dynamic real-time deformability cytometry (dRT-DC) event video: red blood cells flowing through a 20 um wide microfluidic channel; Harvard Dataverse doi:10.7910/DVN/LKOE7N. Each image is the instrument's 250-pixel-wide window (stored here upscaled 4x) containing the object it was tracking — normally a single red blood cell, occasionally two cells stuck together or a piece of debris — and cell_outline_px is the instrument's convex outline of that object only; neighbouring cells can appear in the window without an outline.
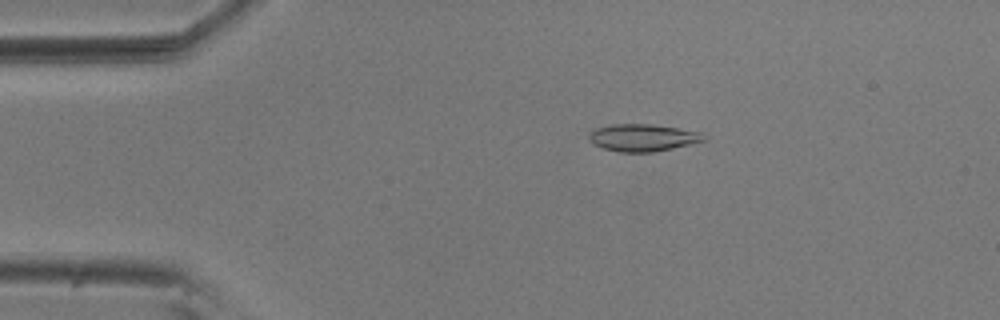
{"species": "common noctule bat (a hibernating species)", "species_latin": "Nyctalus noctula", "temperature_condition": "room temperature", "stored_images_in_passage": 17, "camera_frame_rate_fps": 3000, "um_per_image_px": 0.085, "animal": {"sex": "male", "body_mass_g": 20.5, "forearm_length_mm": 52.5}, "frame": {"image": 1, "passage_image": 10, "time_ms": 3.0, "image_size_px": [1000, 320], "cell_outline_px": [[704, 140], [672, 148], [652, 152], [620, 152], [604, 148], [588, 140], [588, 136], [596, 128], [612, 124], [652, 124], [704, 132]], "centroid_in_image_um": [54.64, 11.69], "position_along_channel_um": 30.4, "area_um2": 17.98}}